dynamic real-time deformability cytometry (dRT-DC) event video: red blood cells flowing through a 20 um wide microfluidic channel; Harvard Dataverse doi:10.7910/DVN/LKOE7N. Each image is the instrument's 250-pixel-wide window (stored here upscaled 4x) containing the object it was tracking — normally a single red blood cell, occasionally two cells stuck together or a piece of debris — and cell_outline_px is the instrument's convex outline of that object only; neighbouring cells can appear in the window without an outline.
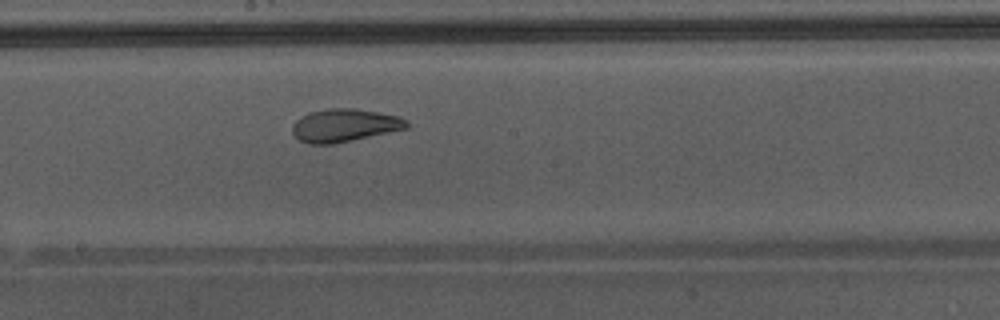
{"species": "Egyptian fruit bat (a non-hibernating species)", "species_latin": "Rousettus aegyptiacus", "temperature_condition": "warm", "stored_images_in_passage": 26, "camera_frame_rate_fps": 3000, "um_per_image_px": 0.085, "animal": {"sex": "male"}, "frame": {"image": 1, "passage_image": 15, "time_ms": 4.667, "image_size_px": [1000, 320], "cell_outline_px": [[408, 128], [352, 140], [332, 144], [308, 144], [300, 140], [292, 132], [292, 124], [300, 116], [312, 112], [328, 108], [352, 108], [380, 112], [400, 116], [408, 120]], "centroid_in_image_um": [29.29, 10.65], "position_along_channel_um": 218.9, "area_um2": 21.96}, "authors_computed_cell_mechanics": {"area_um2": 21.8773, "velocity_mm_per_s": 4.3615, "shape_relaxation_time_tau1_ms": 8.7521, "shape_relaxation_time_tau2_ms": 1.1462, "deformation_change_tau1": 0.214, "deformation_change_tau2": 0.0585}}